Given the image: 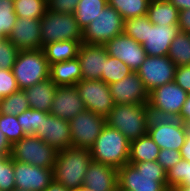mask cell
Segmentation results:
<instances>
[{
	"mask_svg": "<svg viewBox=\"0 0 190 191\" xmlns=\"http://www.w3.org/2000/svg\"><path fill=\"white\" fill-rule=\"evenodd\" d=\"M40 20L17 17L7 39L19 50L42 49Z\"/></svg>",
	"mask_w": 190,
	"mask_h": 191,
	"instance_id": "21",
	"label": "cell"
},
{
	"mask_svg": "<svg viewBox=\"0 0 190 191\" xmlns=\"http://www.w3.org/2000/svg\"><path fill=\"white\" fill-rule=\"evenodd\" d=\"M57 88L58 86L49 78L23 90L31 109L49 113Z\"/></svg>",
	"mask_w": 190,
	"mask_h": 191,
	"instance_id": "23",
	"label": "cell"
},
{
	"mask_svg": "<svg viewBox=\"0 0 190 191\" xmlns=\"http://www.w3.org/2000/svg\"><path fill=\"white\" fill-rule=\"evenodd\" d=\"M176 67L168 56H147L136 72L150 92L174 81Z\"/></svg>",
	"mask_w": 190,
	"mask_h": 191,
	"instance_id": "13",
	"label": "cell"
},
{
	"mask_svg": "<svg viewBox=\"0 0 190 191\" xmlns=\"http://www.w3.org/2000/svg\"><path fill=\"white\" fill-rule=\"evenodd\" d=\"M12 145L6 139V136L0 130V157L11 155Z\"/></svg>",
	"mask_w": 190,
	"mask_h": 191,
	"instance_id": "46",
	"label": "cell"
},
{
	"mask_svg": "<svg viewBox=\"0 0 190 191\" xmlns=\"http://www.w3.org/2000/svg\"><path fill=\"white\" fill-rule=\"evenodd\" d=\"M130 141L117 129L107 124L95 144L90 148L94 162L102 163L119 169L129 160Z\"/></svg>",
	"mask_w": 190,
	"mask_h": 191,
	"instance_id": "4",
	"label": "cell"
},
{
	"mask_svg": "<svg viewBox=\"0 0 190 191\" xmlns=\"http://www.w3.org/2000/svg\"><path fill=\"white\" fill-rule=\"evenodd\" d=\"M79 0H47L48 10L55 13H74Z\"/></svg>",
	"mask_w": 190,
	"mask_h": 191,
	"instance_id": "43",
	"label": "cell"
},
{
	"mask_svg": "<svg viewBox=\"0 0 190 191\" xmlns=\"http://www.w3.org/2000/svg\"><path fill=\"white\" fill-rule=\"evenodd\" d=\"M171 191H190V185H187V186H176Z\"/></svg>",
	"mask_w": 190,
	"mask_h": 191,
	"instance_id": "51",
	"label": "cell"
},
{
	"mask_svg": "<svg viewBox=\"0 0 190 191\" xmlns=\"http://www.w3.org/2000/svg\"><path fill=\"white\" fill-rule=\"evenodd\" d=\"M57 150L35 135H25L12 145L11 157L18 162L53 169Z\"/></svg>",
	"mask_w": 190,
	"mask_h": 191,
	"instance_id": "8",
	"label": "cell"
},
{
	"mask_svg": "<svg viewBox=\"0 0 190 191\" xmlns=\"http://www.w3.org/2000/svg\"><path fill=\"white\" fill-rule=\"evenodd\" d=\"M179 119L190 129V94L184 104L183 111Z\"/></svg>",
	"mask_w": 190,
	"mask_h": 191,
	"instance_id": "47",
	"label": "cell"
},
{
	"mask_svg": "<svg viewBox=\"0 0 190 191\" xmlns=\"http://www.w3.org/2000/svg\"><path fill=\"white\" fill-rule=\"evenodd\" d=\"M180 153L183 160L190 162V129L188 130L185 143L183 144Z\"/></svg>",
	"mask_w": 190,
	"mask_h": 191,
	"instance_id": "48",
	"label": "cell"
},
{
	"mask_svg": "<svg viewBox=\"0 0 190 191\" xmlns=\"http://www.w3.org/2000/svg\"><path fill=\"white\" fill-rule=\"evenodd\" d=\"M10 191H25V190H21V189L15 187L14 189H12Z\"/></svg>",
	"mask_w": 190,
	"mask_h": 191,
	"instance_id": "53",
	"label": "cell"
},
{
	"mask_svg": "<svg viewBox=\"0 0 190 191\" xmlns=\"http://www.w3.org/2000/svg\"><path fill=\"white\" fill-rule=\"evenodd\" d=\"M151 118L148 104H115L106 117V124L131 142L147 135Z\"/></svg>",
	"mask_w": 190,
	"mask_h": 191,
	"instance_id": "3",
	"label": "cell"
},
{
	"mask_svg": "<svg viewBox=\"0 0 190 191\" xmlns=\"http://www.w3.org/2000/svg\"><path fill=\"white\" fill-rule=\"evenodd\" d=\"M167 56L176 66L190 65V38L188 33H178L170 44Z\"/></svg>",
	"mask_w": 190,
	"mask_h": 191,
	"instance_id": "29",
	"label": "cell"
},
{
	"mask_svg": "<svg viewBox=\"0 0 190 191\" xmlns=\"http://www.w3.org/2000/svg\"><path fill=\"white\" fill-rule=\"evenodd\" d=\"M92 161L90 149L70 147L59 150L53 165V179L70 191L81 187Z\"/></svg>",
	"mask_w": 190,
	"mask_h": 191,
	"instance_id": "2",
	"label": "cell"
},
{
	"mask_svg": "<svg viewBox=\"0 0 190 191\" xmlns=\"http://www.w3.org/2000/svg\"><path fill=\"white\" fill-rule=\"evenodd\" d=\"M124 20L147 15L150 0H107Z\"/></svg>",
	"mask_w": 190,
	"mask_h": 191,
	"instance_id": "30",
	"label": "cell"
},
{
	"mask_svg": "<svg viewBox=\"0 0 190 191\" xmlns=\"http://www.w3.org/2000/svg\"><path fill=\"white\" fill-rule=\"evenodd\" d=\"M86 110L107 117L115 106L109 85L102 80H80L76 85Z\"/></svg>",
	"mask_w": 190,
	"mask_h": 191,
	"instance_id": "12",
	"label": "cell"
},
{
	"mask_svg": "<svg viewBox=\"0 0 190 191\" xmlns=\"http://www.w3.org/2000/svg\"><path fill=\"white\" fill-rule=\"evenodd\" d=\"M47 113L48 112L29 108L18 115L17 120L25 135H34L38 130V126H41L42 118Z\"/></svg>",
	"mask_w": 190,
	"mask_h": 191,
	"instance_id": "36",
	"label": "cell"
},
{
	"mask_svg": "<svg viewBox=\"0 0 190 191\" xmlns=\"http://www.w3.org/2000/svg\"><path fill=\"white\" fill-rule=\"evenodd\" d=\"M106 125V118L85 110L69 120L72 147L90 149Z\"/></svg>",
	"mask_w": 190,
	"mask_h": 191,
	"instance_id": "11",
	"label": "cell"
},
{
	"mask_svg": "<svg viewBox=\"0 0 190 191\" xmlns=\"http://www.w3.org/2000/svg\"><path fill=\"white\" fill-rule=\"evenodd\" d=\"M41 43L44 45L59 40H73L82 43L83 30L74 13H55L46 10L40 19Z\"/></svg>",
	"mask_w": 190,
	"mask_h": 191,
	"instance_id": "7",
	"label": "cell"
},
{
	"mask_svg": "<svg viewBox=\"0 0 190 191\" xmlns=\"http://www.w3.org/2000/svg\"><path fill=\"white\" fill-rule=\"evenodd\" d=\"M17 17L40 20L48 9L47 0H13Z\"/></svg>",
	"mask_w": 190,
	"mask_h": 191,
	"instance_id": "31",
	"label": "cell"
},
{
	"mask_svg": "<svg viewBox=\"0 0 190 191\" xmlns=\"http://www.w3.org/2000/svg\"><path fill=\"white\" fill-rule=\"evenodd\" d=\"M119 191H170L166 170L157 161L127 163L118 169Z\"/></svg>",
	"mask_w": 190,
	"mask_h": 191,
	"instance_id": "1",
	"label": "cell"
},
{
	"mask_svg": "<svg viewBox=\"0 0 190 191\" xmlns=\"http://www.w3.org/2000/svg\"><path fill=\"white\" fill-rule=\"evenodd\" d=\"M133 72L123 61L108 55L101 80L106 84L118 82Z\"/></svg>",
	"mask_w": 190,
	"mask_h": 191,
	"instance_id": "33",
	"label": "cell"
},
{
	"mask_svg": "<svg viewBox=\"0 0 190 191\" xmlns=\"http://www.w3.org/2000/svg\"><path fill=\"white\" fill-rule=\"evenodd\" d=\"M19 51L8 39L3 38L0 41V69L12 70Z\"/></svg>",
	"mask_w": 190,
	"mask_h": 191,
	"instance_id": "40",
	"label": "cell"
},
{
	"mask_svg": "<svg viewBox=\"0 0 190 191\" xmlns=\"http://www.w3.org/2000/svg\"><path fill=\"white\" fill-rule=\"evenodd\" d=\"M49 78L57 86L76 85L82 80L80 62L78 58L57 62L50 65Z\"/></svg>",
	"mask_w": 190,
	"mask_h": 191,
	"instance_id": "24",
	"label": "cell"
},
{
	"mask_svg": "<svg viewBox=\"0 0 190 191\" xmlns=\"http://www.w3.org/2000/svg\"><path fill=\"white\" fill-rule=\"evenodd\" d=\"M71 191H92V190H90L89 188H87L85 186H81V187H78V188L71 190Z\"/></svg>",
	"mask_w": 190,
	"mask_h": 191,
	"instance_id": "52",
	"label": "cell"
},
{
	"mask_svg": "<svg viewBox=\"0 0 190 191\" xmlns=\"http://www.w3.org/2000/svg\"><path fill=\"white\" fill-rule=\"evenodd\" d=\"M159 153V146L147 134L130 142L128 163L156 161Z\"/></svg>",
	"mask_w": 190,
	"mask_h": 191,
	"instance_id": "27",
	"label": "cell"
},
{
	"mask_svg": "<svg viewBox=\"0 0 190 191\" xmlns=\"http://www.w3.org/2000/svg\"><path fill=\"white\" fill-rule=\"evenodd\" d=\"M107 5V0H79L74 12L79 27L84 30Z\"/></svg>",
	"mask_w": 190,
	"mask_h": 191,
	"instance_id": "28",
	"label": "cell"
},
{
	"mask_svg": "<svg viewBox=\"0 0 190 191\" xmlns=\"http://www.w3.org/2000/svg\"><path fill=\"white\" fill-rule=\"evenodd\" d=\"M50 66L42 49L20 50L12 67L19 89L49 79Z\"/></svg>",
	"mask_w": 190,
	"mask_h": 191,
	"instance_id": "5",
	"label": "cell"
},
{
	"mask_svg": "<svg viewBox=\"0 0 190 191\" xmlns=\"http://www.w3.org/2000/svg\"><path fill=\"white\" fill-rule=\"evenodd\" d=\"M147 16L152 24L178 25L179 10L169 0H150Z\"/></svg>",
	"mask_w": 190,
	"mask_h": 191,
	"instance_id": "25",
	"label": "cell"
},
{
	"mask_svg": "<svg viewBox=\"0 0 190 191\" xmlns=\"http://www.w3.org/2000/svg\"><path fill=\"white\" fill-rule=\"evenodd\" d=\"M182 159L180 151L160 149L157 162L167 171Z\"/></svg>",
	"mask_w": 190,
	"mask_h": 191,
	"instance_id": "42",
	"label": "cell"
},
{
	"mask_svg": "<svg viewBox=\"0 0 190 191\" xmlns=\"http://www.w3.org/2000/svg\"><path fill=\"white\" fill-rule=\"evenodd\" d=\"M79 47L80 43L78 41L59 40L44 45L42 50L50 66L51 64L57 62L67 61L76 58Z\"/></svg>",
	"mask_w": 190,
	"mask_h": 191,
	"instance_id": "26",
	"label": "cell"
},
{
	"mask_svg": "<svg viewBox=\"0 0 190 191\" xmlns=\"http://www.w3.org/2000/svg\"><path fill=\"white\" fill-rule=\"evenodd\" d=\"M180 32L178 25H156L147 22L146 40L142 44L147 56H167L170 44Z\"/></svg>",
	"mask_w": 190,
	"mask_h": 191,
	"instance_id": "19",
	"label": "cell"
},
{
	"mask_svg": "<svg viewBox=\"0 0 190 191\" xmlns=\"http://www.w3.org/2000/svg\"><path fill=\"white\" fill-rule=\"evenodd\" d=\"M176 8L180 10L190 9V0H169Z\"/></svg>",
	"mask_w": 190,
	"mask_h": 191,
	"instance_id": "49",
	"label": "cell"
},
{
	"mask_svg": "<svg viewBox=\"0 0 190 191\" xmlns=\"http://www.w3.org/2000/svg\"><path fill=\"white\" fill-rule=\"evenodd\" d=\"M104 46L108 55L123 61L133 72L139 69L147 57L143 46L124 32L112 38Z\"/></svg>",
	"mask_w": 190,
	"mask_h": 191,
	"instance_id": "14",
	"label": "cell"
},
{
	"mask_svg": "<svg viewBox=\"0 0 190 191\" xmlns=\"http://www.w3.org/2000/svg\"><path fill=\"white\" fill-rule=\"evenodd\" d=\"M167 187L171 191L176 186L190 185V162L181 159L166 171Z\"/></svg>",
	"mask_w": 190,
	"mask_h": 191,
	"instance_id": "34",
	"label": "cell"
},
{
	"mask_svg": "<svg viewBox=\"0 0 190 191\" xmlns=\"http://www.w3.org/2000/svg\"><path fill=\"white\" fill-rule=\"evenodd\" d=\"M15 187L25 191H44L53 181V169L14 160Z\"/></svg>",
	"mask_w": 190,
	"mask_h": 191,
	"instance_id": "15",
	"label": "cell"
},
{
	"mask_svg": "<svg viewBox=\"0 0 190 191\" xmlns=\"http://www.w3.org/2000/svg\"><path fill=\"white\" fill-rule=\"evenodd\" d=\"M174 82L190 94V65L176 67Z\"/></svg>",
	"mask_w": 190,
	"mask_h": 191,
	"instance_id": "44",
	"label": "cell"
},
{
	"mask_svg": "<svg viewBox=\"0 0 190 191\" xmlns=\"http://www.w3.org/2000/svg\"><path fill=\"white\" fill-rule=\"evenodd\" d=\"M83 186L92 191L118 190V170L92 161L84 176Z\"/></svg>",
	"mask_w": 190,
	"mask_h": 191,
	"instance_id": "22",
	"label": "cell"
},
{
	"mask_svg": "<svg viewBox=\"0 0 190 191\" xmlns=\"http://www.w3.org/2000/svg\"><path fill=\"white\" fill-rule=\"evenodd\" d=\"M85 110L84 102L75 85L58 86L49 112L51 115L69 121Z\"/></svg>",
	"mask_w": 190,
	"mask_h": 191,
	"instance_id": "20",
	"label": "cell"
},
{
	"mask_svg": "<svg viewBox=\"0 0 190 191\" xmlns=\"http://www.w3.org/2000/svg\"><path fill=\"white\" fill-rule=\"evenodd\" d=\"M189 128L180 120L152 116L147 134L160 149L180 151Z\"/></svg>",
	"mask_w": 190,
	"mask_h": 191,
	"instance_id": "10",
	"label": "cell"
},
{
	"mask_svg": "<svg viewBox=\"0 0 190 191\" xmlns=\"http://www.w3.org/2000/svg\"><path fill=\"white\" fill-rule=\"evenodd\" d=\"M18 85L12 70L0 69V98L18 91Z\"/></svg>",
	"mask_w": 190,
	"mask_h": 191,
	"instance_id": "41",
	"label": "cell"
},
{
	"mask_svg": "<svg viewBox=\"0 0 190 191\" xmlns=\"http://www.w3.org/2000/svg\"><path fill=\"white\" fill-rule=\"evenodd\" d=\"M15 188L14 160L11 155L0 157V191H10Z\"/></svg>",
	"mask_w": 190,
	"mask_h": 191,
	"instance_id": "39",
	"label": "cell"
},
{
	"mask_svg": "<svg viewBox=\"0 0 190 191\" xmlns=\"http://www.w3.org/2000/svg\"><path fill=\"white\" fill-rule=\"evenodd\" d=\"M188 96L172 81L149 92L148 108L154 117L179 119Z\"/></svg>",
	"mask_w": 190,
	"mask_h": 191,
	"instance_id": "6",
	"label": "cell"
},
{
	"mask_svg": "<svg viewBox=\"0 0 190 191\" xmlns=\"http://www.w3.org/2000/svg\"><path fill=\"white\" fill-rule=\"evenodd\" d=\"M29 108L25 91L22 89L0 98V114L18 116Z\"/></svg>",
	"mask_w": 190,
	"mask_h": 191,
	"instance_id": "32",
	"label": "cell"
},
{
	"mask_svg": "<svg viewBox=\"0 0 190 191\" xmlns=\"http://www.w3.org/2000/svg\"><path fill=\"white\" fill-rule=\"evenodd\" d=\"M178 26L180 32H185V33L190 32V9L179 11Z\"/></svg>",
	"mask_w": 190,
	"mask_h": 191,
	"instance_id": "45",
	"label": "cell"
},
{
	"mask_svg": "<svg viewBox=\"0 0 190 191\" xmlns=\"http://www.w3.org/2000/svg\"><path fill=\"white\" fill-rule=\"evenodd\" d=\"M148 21L147 15L126 19L123 32L142 45L146 40Z\"/></svg>",
	"mask_w": 190,
	"mask_h": 191,
	"instance_id": "35",
	"label": "cell"
},
{
	"mask_svg": "<svg viewBox=\"0 0 190 191\" xmlns=\"http://www.w3.org/2000/svg\"><path fill=\"white\" fill-rule=\"evenodd\" d=\"M124 19L120 13L107 5L100 14L83 30L82 42L105 45L115 36L123 33Z\"/></svg>",
	"mask_w": 190,
	"mask_h": 191,
	"instance_id": "9",
	"label": "cell"
},
{
	"mask_svg": "<svg viewBox=\"0 0 190 191\" xmlns=\"http://www.w3.org/2000/svg\"><path fill=\"white\" fill-rule=\"evenodd\" d=\"M0 130L11 145L25 136L17 116L0 114Z\"/></svg>",
	"mask_w": 190,
	"mask_h": 191,
	"instance_id": "37",
	"label": "cell"
},
{
	"mask_svg": "<svg viewBox=\"0 0 190 191\" xmlns=\"http://www.w3.org/2000/svg\"><path fill=\"white\" fill-rule=\"evenodd\" d=\"M109 89L115 104H148L149 92L137 72L110 84Z\"/></svg>",
	"mask_w": 190,
	"mask_h": 191,
	"instance_id": "16",
	"label": "cell"
},
{
	"mask_svg": "<svg viewBox=\"0 0 190 191\" xmlns=\"http://www.w3.org/2000/svg\"><path fill=\"white\" fill-rule=\"evenodd\" d=\"M107 57L104 45L80 43L77 58L80 62L82 79L101 80Z\"/></svg>",
	"mask_w": 190,
	"mask_h": 191,
	"instance_id": "18",
	"label": "cell"
},
{
	"mask_svg": "<svg viewBox=\"0 0 190 191\" xmlns=\"http://www.w3.org/2000/svg\"><path fill=\"white\" fill-rule=\"evenodd\" d=\"M57 151L72 147L69 121L47 113L34 134Z\"/></svg>",
	"mask_w": 190,
	"mask_h": 191,
	"instance_id": "17",
	"label": "cell"
},
{
	"mask_svg": "<svg viewBox=\"0 0 190 191\" xmlns=\"http://www.w3.org/2000/svg\"><path fill=\"white\" fill-rule=\"evenodd\" d=\"M16 19L13 0H0V35L3 38L7 39Z\"/></svg>",
	"mask_w": 190,
	"mask_h": 191,
	"instance_id": "38",
	"label": "cell"
},
{
	"mask_svg": "<svg viewBox=\"0 0 190 191\" xmlns=\"http://www.w3.org/2000/svg\"><path fill=\"white\" fill-rule=\"evenodd\" d=\"M44 191H70L62 184L53 181Z\"/></svg>",
	"mask_w": 190,
	"mask_h": 191,
	"instance_id": "50",
	"label": "cell"
}]
</instances>
